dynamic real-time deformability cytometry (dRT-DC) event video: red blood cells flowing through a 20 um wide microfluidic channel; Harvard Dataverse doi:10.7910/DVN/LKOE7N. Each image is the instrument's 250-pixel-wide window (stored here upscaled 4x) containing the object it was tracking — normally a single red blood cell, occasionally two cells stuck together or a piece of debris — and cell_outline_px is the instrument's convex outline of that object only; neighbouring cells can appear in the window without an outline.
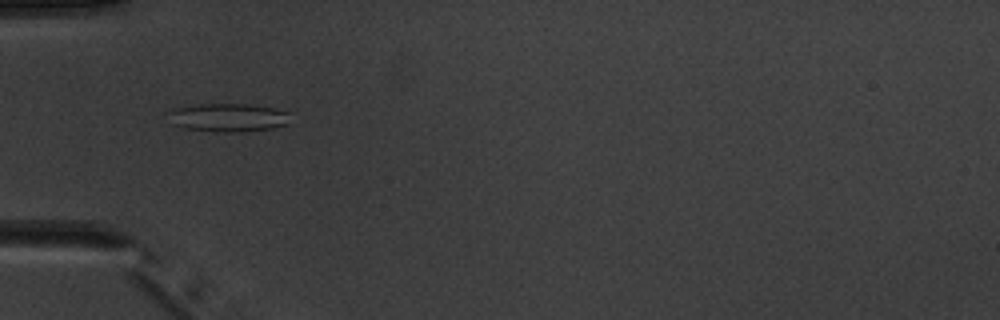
{"species": "common noctule bat (a hibernating species)", "species_latin": "Nyctalus noctula", "temperature_condition": "warm", "stored_images_in_passage": 7, "camera_frame_rate_fps": 3000, "um_per_image_px": 0.085, "animal": {"sex": "male", "body_mass_g": 20.1, "forearm_length_mm": 53.5}, "frame": {"image": 1, "passage_image": 4, "time_ms": 4.333, "image_size_px": [1000, 320], "cell_outline_px": [[288, 124], [272, 128], [244, 132], [216, 132], [184, 128], [172, 124], [168, 112], [176, 108], [200, 104], [248, 104], [272, 108], [288, 112]], "centroid_in_image_um": [19.38, 10.0], "position_along_channel_um": 65.6, "area_um2": 20.06}}
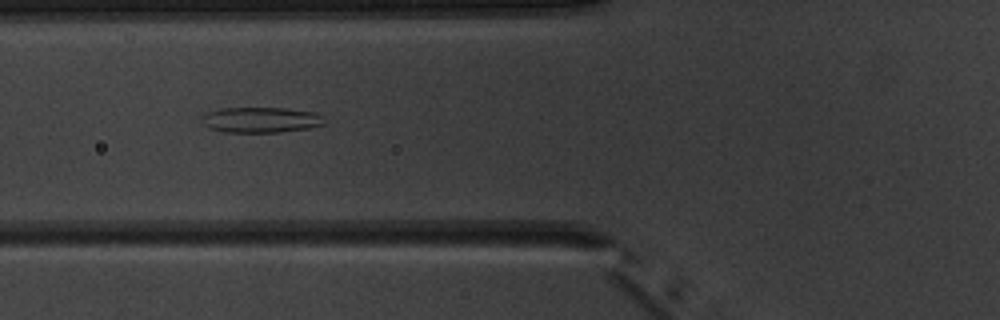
{"frame": {"image": 2, "passage_image": 5, "time_ms": 5.333, "image_size_px": [1000, 320], "cell_outline_px": [[324, 124], [308, 128], [280, 132], [224, 132], [208, 128], [204, 124], [200, 116], [208, 112], [220, 108], [284, 108], [312, 112], [320, 116]], "centroid_in_image_um": [22.09, 10.19], "position_along_channel_um": 103.7, "area_um2": 18.03}}
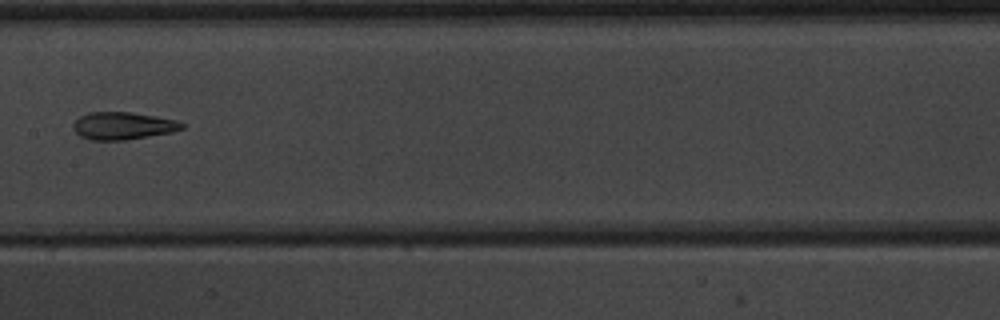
{"frame": {"image": 3, "passage_image": 7, "time_ms": 7.667, "image_size_px": [1000, 320], "cell_outline_px": [[184, 128], [172, 132], [124, 140], [88, 140], [80, 136], [72, 128], [72, 124], [80, 116], [88, 112], [132, 112], [176, 120], [184, 124]], "centroid_in_image_um": [10.41, 10.69], "position_along_channel_um": 197.0, "area_um2": 17.4}}